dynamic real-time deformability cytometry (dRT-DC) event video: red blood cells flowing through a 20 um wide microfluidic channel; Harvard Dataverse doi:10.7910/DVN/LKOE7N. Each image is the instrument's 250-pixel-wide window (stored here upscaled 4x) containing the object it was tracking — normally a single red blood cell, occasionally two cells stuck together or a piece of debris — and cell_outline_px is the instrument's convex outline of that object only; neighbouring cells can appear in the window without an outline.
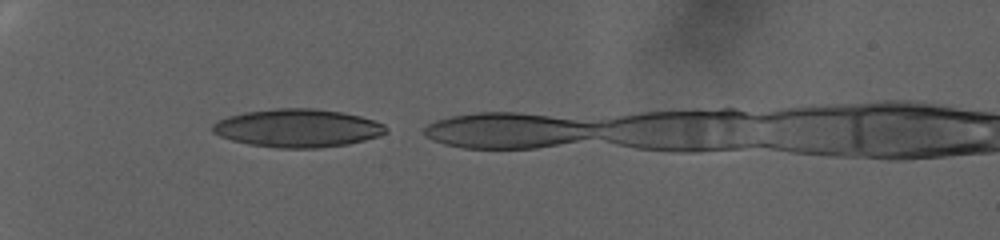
{"species": "human", "species_latin": "Homo sapiens", "temperature_condition": "warm", "stored_images_in_passage": 8, "camera_frame_rate_fps": 3000, "um_per_image_px": 0.085, "donor": {"sex": "female"}, "frame": {"image": 1, "passage_image": 3, "time_ms": 0.667, "image_size_px": [1000, 240], "cell_outline_px": [[388, 132], [380, 136], [348, 144], [316, 148], [280, 148], [248, 144], [232, 140], [220, 136], [212, 132], [212, 124], [228, 116], [244, 112], [276, 108], [316, 108], [344, 112], [360, 116], [384, 124], [388, 128]], "centroid_in_image_um": [25.31, 10.88], "position_along_channel_um": 59.7, "area_um2": 38.67}}